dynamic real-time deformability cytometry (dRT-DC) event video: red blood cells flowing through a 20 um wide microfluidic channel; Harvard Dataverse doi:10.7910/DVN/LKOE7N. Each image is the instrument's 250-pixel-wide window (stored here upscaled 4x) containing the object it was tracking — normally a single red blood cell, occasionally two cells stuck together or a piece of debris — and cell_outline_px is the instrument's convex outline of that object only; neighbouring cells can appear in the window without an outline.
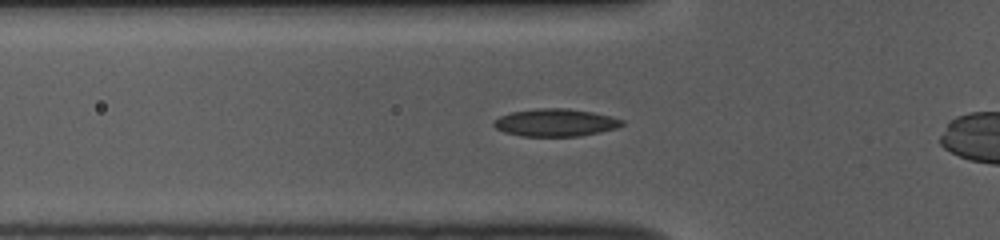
{"species": "common noctule bat (a hibernating species)", "species_latin": "Nyctalus noctula", "temperature_condition": "room temperature", "stored_images_in_passage": 36, "camera_frame_rate_fps": 3000, "um_per_image_px": 0.085, "animal": {"sex": "female", "body_mass_g": 10.0, "forearm_length_mm": 53.1}, "frame": {"image": 1, "passage_image": 10, "time_ms": 3.0, "image_size_px": [1000, 240], "cell_outline_px": [[624, 124], [616, 128], [600, 132], [580, 136], [520, 136], [504, 132], [496, 128], [492, 124], [492, 120], [500, 116], [512, 112], [540, 108], [568, 108], [592, 112], [612, 116], [624, 120]], "centroid_in_image_um": [47.21, 10.42], "position_along_channel_um": 78.6, "area_um2": 20.69}}
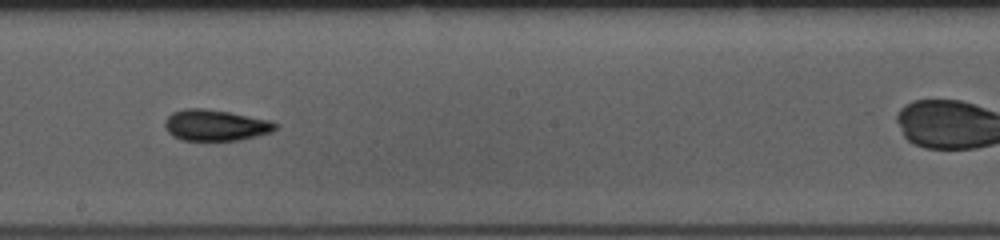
{"frame": {"image": 2, "passage_image": 22, "time_ms": 7.0, "image_size_px": [1000, 240], "cell_outline_px": [[276, 128], [272, 132], [240, 140], [180, 140], [172, 136], [164, 128], [164, 120], [172, 112], [184, 108], [204, 108], [228, 112], [272, 120], [276, 124]], "centroid_in_image_um": [18.28, 10.64], "position_along_channel_um": 229.9, "area_um2": 20.17}}
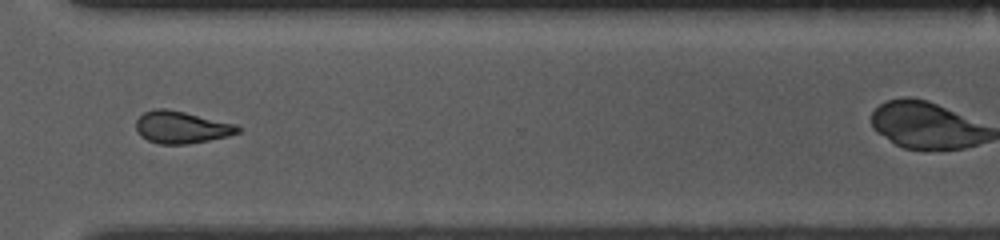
{"frame": {"image": 3, "passage_image": 32, "time_ms": 10.333, "image_size_px": [1000, 240], "cell_outline_px": [[240, 132], [228, 136], [208, 140], [184, 144], [160, 144], [148, 140], [140, 136], [136, 132], [136, 120], [144, 112], [156, 108], [168, 108], [236, 124], [240, 128]], "centroid_in_image_um": [15.39, 10.81], "position_along_channel_um": 355.2, "area_um2": 19.07}}